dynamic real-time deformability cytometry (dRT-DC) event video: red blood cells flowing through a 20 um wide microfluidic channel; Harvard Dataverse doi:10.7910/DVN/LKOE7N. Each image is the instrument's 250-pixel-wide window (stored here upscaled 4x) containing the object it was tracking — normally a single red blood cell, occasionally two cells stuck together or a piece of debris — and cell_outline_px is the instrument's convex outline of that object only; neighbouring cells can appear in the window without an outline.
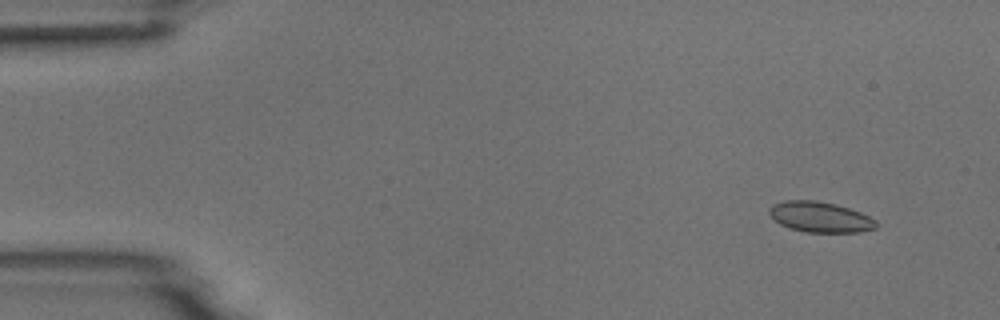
{"species": "common noctule bat (a hibernating species)", "species_latin": "Nyctalus noctula", "temperature_condition": "room temperature", "stored_images_in_passage": 4, "camera_frame_rate_fps": 3000, "um_per_image_px": 0.085, "animal": {"sex": "male", "body_mass_g": 18.8}, "frame": {"image": 1, "passage_image": 1, "time_ms": 0.0, "image_size_px": [1000, 320], "cell_outline_px": [[876, 228], [860, 232], [804, 232], [788, 228], [780, 224], [768, 212], [768, 208], [772, 204], [784, 200], [816, 200], [836, 204], [860, 212], [876, 220]], "centroid_in_image_um": [69.68, 18.44], "position_along_channel_um": 15.3, "area_um2": 19.07}}
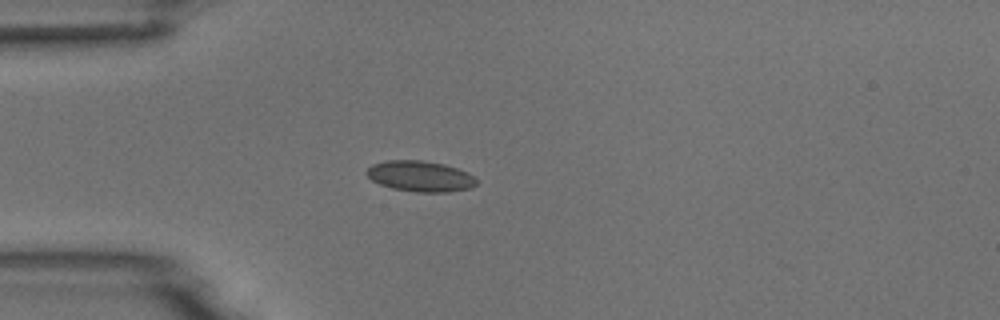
{"frame": {"image": 2, "passage_image": 4, "time_ms": 3.333, "image_size_px": [1000, 320], "cell_outline_px": [[476, 184], [472, 188], [448, 192], [416, 192], [392, 188], [380, 184], [372, 180], [364, 172], [372, 164], [388, 160], [424, 160], [444, 164], [468, 172], [476, 180]], "centroid_in_image_um": [35.71, 14.98], "position_along_channel_um": 49.3, "area_um2": 19.71}}